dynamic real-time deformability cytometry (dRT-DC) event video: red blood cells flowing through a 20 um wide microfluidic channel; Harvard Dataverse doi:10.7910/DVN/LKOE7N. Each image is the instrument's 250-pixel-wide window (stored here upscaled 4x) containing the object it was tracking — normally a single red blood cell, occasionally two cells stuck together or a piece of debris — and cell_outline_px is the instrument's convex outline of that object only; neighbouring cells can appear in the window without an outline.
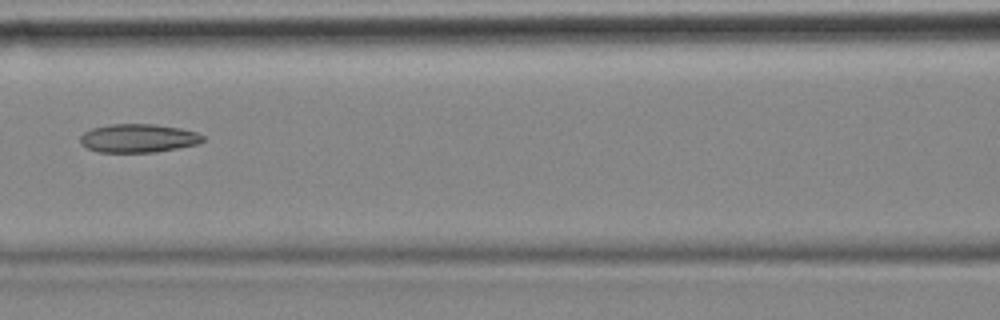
{"species": "common noctule bat (a hibernating species)", "species_latin": "Nyctalus noctula", "temperature_condition": "cold", "stored_images_in_passage": 7, "camera_frame_rate_fps": 3000, "um_per_image_px": 0.085, "animal": {"sex": "female", "body_mass_g": 18.4}, "frame": {"image": 1, "passage_image": 6, "time_ms": 1.667, "image_size_px": [1000, 320], "cell_outline_px": [[204, 140], [200, 144], [156, 152], [96, 152], [88, 148], [80, 140], [80, 136], [84, 132], [92, 128], [112, 124], [152, 124], [180, 128], [196, 132], [204, 136]], "centroid_in_image_um": [11.78, 11.75], "position_along_channel_um": 154.8, "area_um2": 20.35}}
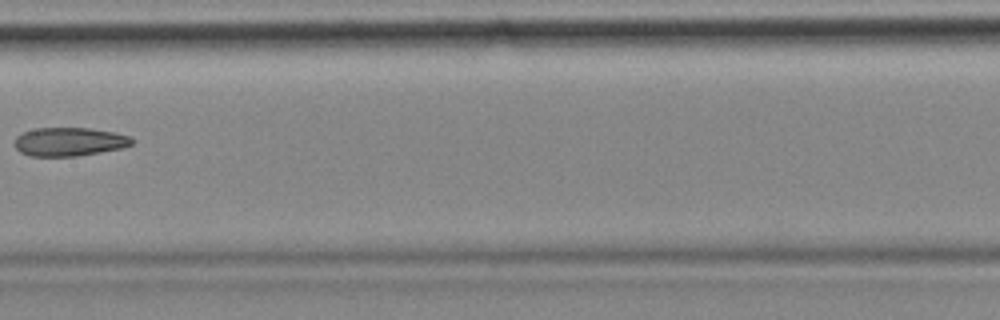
{"frame": {"image": 2, "passage_image": 7, "time_ms": 2.0, "image_size_px": [1000, 320], "cell_outline_px": [[136, 140], [132, 144], [120, 148], [76, 156], [28, 156], [20, 152], [16, 148], [16, 136], [24, 132], [36, 128], [88, 128], [112, 132], [132, 136]], "centroid_in_image_um": [5.9, 12.04], "position_along_channel_um": 201.5, "area_um2": 19.42}}